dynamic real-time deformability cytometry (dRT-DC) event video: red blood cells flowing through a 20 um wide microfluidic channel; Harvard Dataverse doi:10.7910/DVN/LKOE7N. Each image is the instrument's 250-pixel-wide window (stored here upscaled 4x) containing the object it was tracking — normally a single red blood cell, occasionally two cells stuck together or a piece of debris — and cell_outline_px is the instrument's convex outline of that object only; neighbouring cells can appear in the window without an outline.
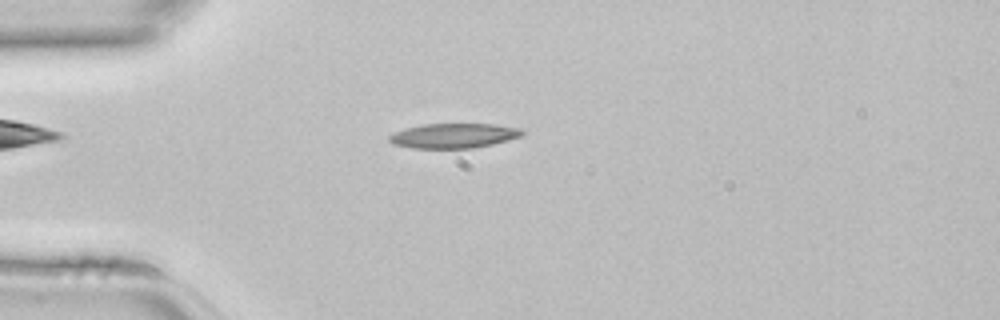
{"species": "common noctule bat (a hibernating species)", "species_latin": "Nyctalus noctula", "temperature_condition": "room temperature", "stored_images_in_passage": 44, "camera_frame_rate_fps": 3000, "um_per_image_px": 0.085, "animal": {"sex": "female", "body_mass_g": 22.7, "forearm_length_mm": 54.2}, "frame": {"image": 1, "passage_image": 11, "time_ms": 3.333, "image_size_px": [1000, 320], "cell_outline_px": [[524, 132], [520, 136], [492, 144], [472, 148], [412, 148], [392, 144], [388, 140], [388, 136], [404, 128], [424, 124], [492, 124], [520, 128]], "centroid_in_image_um": [38.51, 11.53], "position_along_channel_um": 46.5, "area_um2": 19.02}}
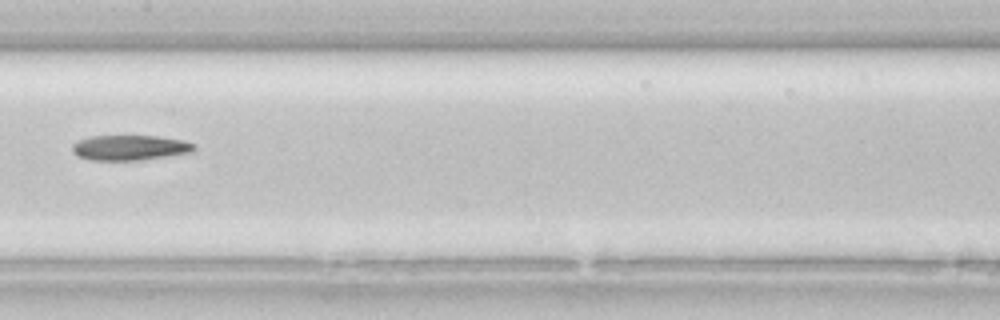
{"frame": {"image": 2, "passage_image": 22, "time_ms": 7.0, "image_size_px": [1000, 320], "cell_outline_px": [[196, 148], [192, 152], [136, 160], [92, 160], [76, 156], [72, 152], [72, 144], [88, 136], [160, 136], [180, 140], [196, 144]], "centroid_in_image_um": [11.0, 12.54], "position_along_channel_um": 196.4, "area_um2": 17.74}}
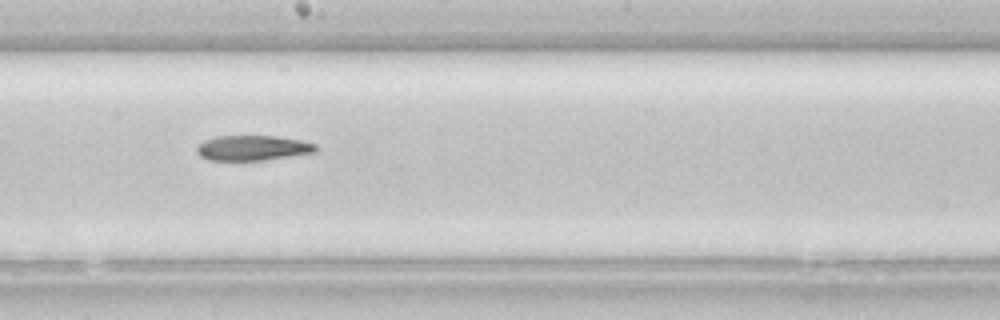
{"frame": {"image": 3, "passage_image": 24, "time_ms": 7.667, "image_size_px": [1000, 320], "cell_outline_px": [[316, 152], [264, 160], [208, 160], [200, 156], [196, 152], [196, 148], [204, 140], [216, 136], [276, 136], [300, 140], [316, 144]], "centroid_in_image_um": [21.45, 12.57], "position_along_channel_um": 226.7, "area_um2": 17.34}}